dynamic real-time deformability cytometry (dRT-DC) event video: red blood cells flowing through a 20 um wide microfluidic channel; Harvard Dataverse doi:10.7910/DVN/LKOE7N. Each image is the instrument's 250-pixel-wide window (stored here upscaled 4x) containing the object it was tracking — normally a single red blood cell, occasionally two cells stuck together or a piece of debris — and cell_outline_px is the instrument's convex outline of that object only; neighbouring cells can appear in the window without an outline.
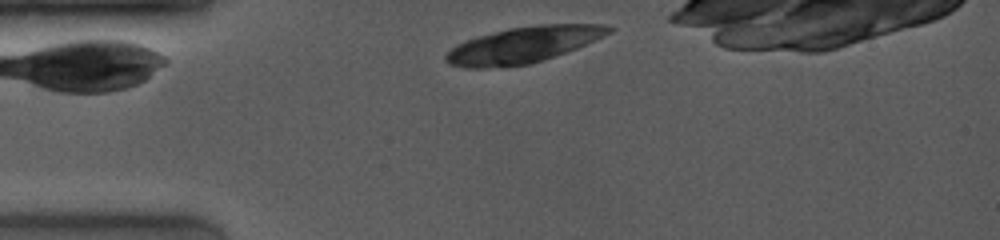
{"species": "common noctule bat (a hibernating species)", "species_latin": "Nyctalus noctula", "temperature_condition": "room temperature", "stored_images_in_passage": 3, "camera_frame_rate_fps": 4000, "um_per_image_px": 0.085, "animal": {"sex": "female", "body_mass_g": 19.0, "forearm_length_mm": 53.3}, "frame": {"image": 1, "passage_image": 3, "time_ms": 0.5, "image_size_px": [1000, 240], "cell_outline_px": [[616, 28], [612, 32], [576, 48], [544, 60], [528, 64], [484, 68], [464, 68], [448, 64], [444, 60], [444, 56], [456, 44], [464, 40], [476, 36], [508, 28], [536, 24], [604, 24]], "centroid_in_image_um": [44.45, 3.8], "position_along_channel_um": 40.6, "area_um2": 34.39}}